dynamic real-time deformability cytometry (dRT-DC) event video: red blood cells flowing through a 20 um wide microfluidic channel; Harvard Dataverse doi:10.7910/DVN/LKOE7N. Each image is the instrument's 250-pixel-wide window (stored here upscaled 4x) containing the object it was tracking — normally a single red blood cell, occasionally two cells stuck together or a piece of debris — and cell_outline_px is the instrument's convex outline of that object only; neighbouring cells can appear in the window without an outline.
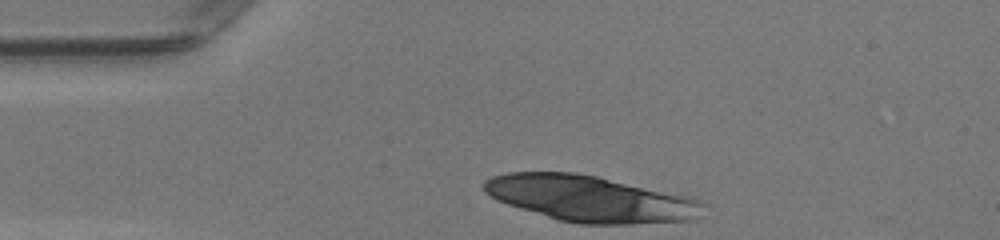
{"species": "human", "species_latin": "Homo sapiens", "temperature_condition": "warm", "stored_images_in_passage": 28, "camera_frame_rate_fps": 3000, "um_per_image_px": 0.085, "donor": {"sex": "female"}, "frame": {"image": 1, "passage_image": 1, "time_ms": 0.0, "image_size_px": [1000, 240], "cell_outline_px": [[708, 204], [696, 216], [688, 220], [632, 224], [580, 224], [556, 220], [496, 200], [484, 192], [484, 180], [492, 176], [508, 172], [576, 172], [596, 176], [692, 196]], "centroid_in_image_um": [50.17, 16.88], "position_along_channel_um": 34.8, "area_um2": 59.13}}